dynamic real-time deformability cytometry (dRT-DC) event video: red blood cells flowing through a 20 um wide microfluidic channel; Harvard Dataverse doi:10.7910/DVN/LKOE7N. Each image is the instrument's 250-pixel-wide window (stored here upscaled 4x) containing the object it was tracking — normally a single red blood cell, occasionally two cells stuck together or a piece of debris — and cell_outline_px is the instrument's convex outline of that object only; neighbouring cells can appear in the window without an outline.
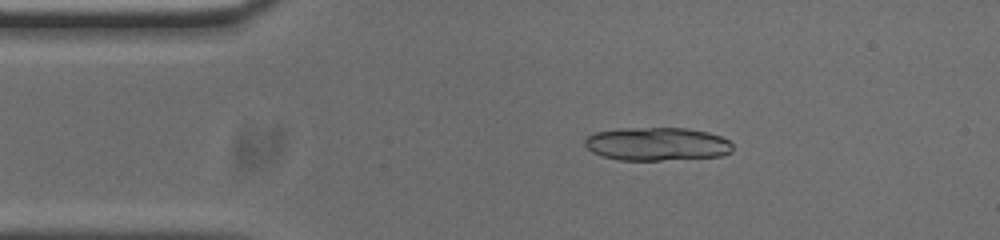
{"species": "common noctule bat (a hibernating species)", "species_latin": "Nyctalus noctula", "temperature_condition": "cold", "stored_images_in_passage": 51, "camera_frame_rate_fps": 3000, "um_per_image_px": 0.085, "animal": {"sex": "male", "body_mass_g": 20.0, "forearm_length_mm": 53.3}, "frame": {"image": 1, "passage_image": 8, "time_ms": 2.333, "image_size_px": [1000, 240], "cell_outline_px": [[732, 152], [720, 156], [660, 160], [620, 160], [604, 156], [592, 152], [584, 144], [584, 140], [588, 136], [596, 132], [620, 128], [688, 128], [708, 132], [720, 136], [728, 140], [732, 144]], "centroid_in_image_um": [55.85, 12.23], "position_along_channel_um": 29.2, "area_um2": 28.61}, "authors_computed_cell_mechanics": {"area_um2": 18.6116, "velocity_mm_per_s": 3.765, "shape_relaxation_time_tau1_ms": 5.21, "shape_relaxation_time_tau2_ms": 1.8691, "deformation_change_tau1": 0.1575, "deformation_change_tau2": 0.0628}}